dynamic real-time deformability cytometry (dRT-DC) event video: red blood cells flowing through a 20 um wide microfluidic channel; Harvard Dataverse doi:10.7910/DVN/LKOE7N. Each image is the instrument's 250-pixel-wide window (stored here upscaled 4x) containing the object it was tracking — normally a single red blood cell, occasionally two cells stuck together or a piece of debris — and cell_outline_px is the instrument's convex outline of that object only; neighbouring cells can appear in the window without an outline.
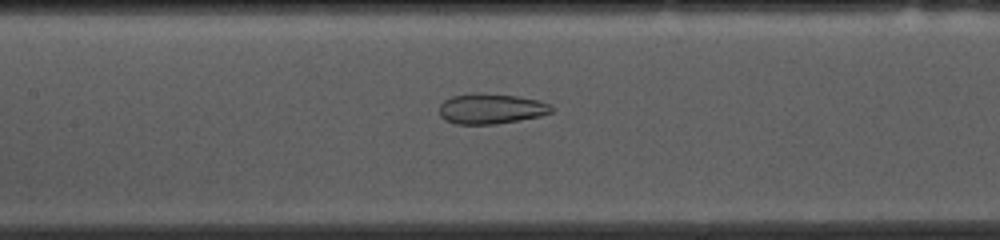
{"species": "common noctule bat (a hibernating species)", "species_latin": "Nyctalus noctula", "temperature_condition": "cold", "stored_images_in_passage": 53, "camera_frame_rate_fps": 3000, "um_per_image_px": 0.085, "animal": {"sex": "female", "body_mass_g": 10.0, "forearm_length_mm": 53.1}, "frame": {"image": 1, "passage_image": 23, "time_ms": 7.333, "image_size_px": [1000, 240], "cell_outline_px": [[552, 112], [540, 116], [520, 120], [496, 124], [456, 124], [444, 120], [440, 116], [440, 104], [444, 100], [452, 96], [516, 96], [536, 100], [552, 104]], "centroid_in_image_um": [41.75, 9.3], "position_along_channel_um": 165.6, "area_um2": 18.96}}
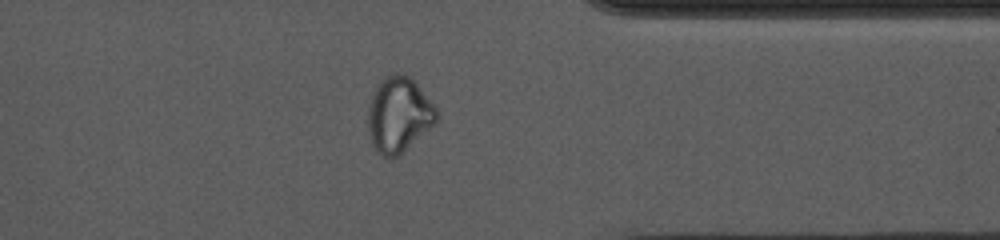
{"frame": {"image": 2, "passage_image": 41, "time_ms": 13.333, "image_size_px": [1000, 240], "cell_outline_px": [[436, 124], [404, 152], [396, 156], [384, 156], [372, 144], [368, 132], [368, 108], [372, 96], [380, 80], [384, 76], [396, 72], [400, 72], [408, 76], [416, 84], [436, 108]], "centroid_in_image_um": [33.89, 9.75], "position_along_channel_um": 377.5, "area_um2": 29.77}}
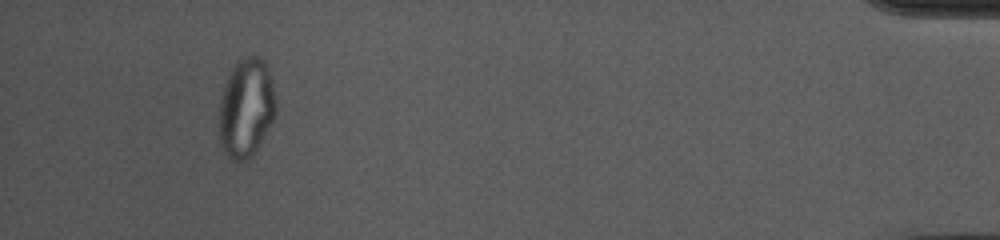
{"frame": {"image": 3, "passage_image": 49, "time_ms": 16.0, "image_size_px": [1000, 240], "cell_outline_px": [[276, 116], [256, 152], [248, 160], [232, 160], [224, 152], [220, 144], [220, 100], [228, 76], [236, 60], [240, 56], [256, 56], [264, 60], [268, 64], [272, 80], [276, 100]], "centroid_in_image_um": [20.96, 9.16], "position_along_channel_um": 414.2, "area_um2": 33.18}, "authors_computed_cell_mechanics": {"area_um2": 28.322, "velocity_mm_per_s": 3.7106, "shape_relaxation_time_tau1_ms": null, "shape_relaxation_time_tau2_ms": 1.3807, "deformation_change_tau1": null, "deformation_change_tau2": 0.0698}}